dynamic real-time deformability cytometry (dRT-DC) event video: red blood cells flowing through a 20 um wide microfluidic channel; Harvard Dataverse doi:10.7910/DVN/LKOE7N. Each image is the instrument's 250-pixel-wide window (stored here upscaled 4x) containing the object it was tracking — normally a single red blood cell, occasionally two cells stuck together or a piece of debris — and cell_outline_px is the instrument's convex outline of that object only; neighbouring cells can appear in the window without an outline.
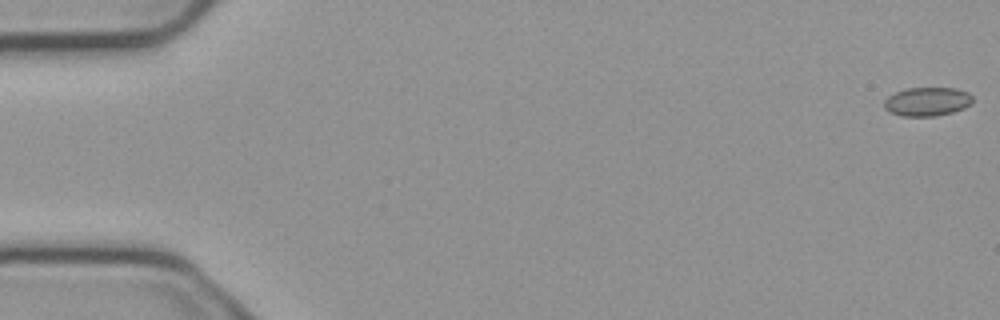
{"species": "common noctule bat (a hibernating species)", "species_latin": "Nyctalus noctula", "temperature_condition": "cold", "stored_images_in_passage": 8, "camera_frame_rate_fps": 3000, "um_per_image_px": 0.085, "animal": {"sex": "male", "body_mass_g": 23.1, "forearm_length_mm": 52.7}, "frame": {"image": 1, "passage_image": 1, "time_ms": 0.0, "image_size_px": [1000, 320], "cell_outline_px": [[972, 104], [964, 108], [952, 112], [936, 116], [900, 116], [884, 108], [884, 100], [888, 96], [896, 92], [908, 88], [956, 88], [968, 92], [972, 96]], "centroid_in_image_um": [78.83, 8.63], "position_along_channel_um": 6.2, "area_um2": 14.85}}
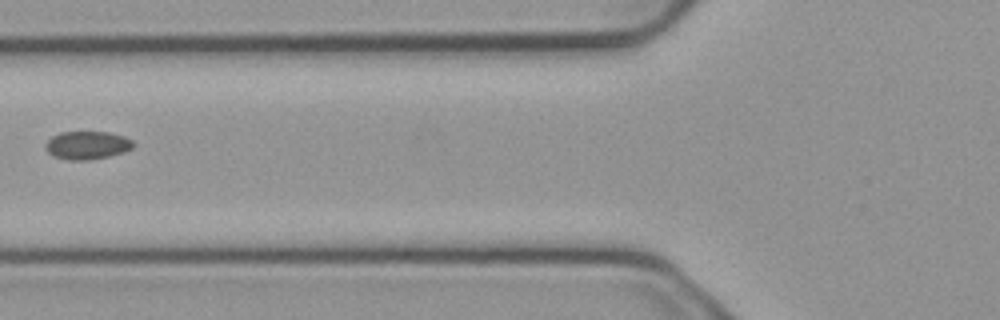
{"frame": {"image": 2, "passage_image": 7, "time_ms": 2.0, "image_size_px": [1000, 320], "cell_outline_px": [[136, 144], [132, 148], [124, 152], [108, 156], [88, 160], [68, 160], [56, 156], [48, 152], [44, 144], [52, 136], [60, 132], [108, 132], [124, 136], [132, 140]], "centroid_in_image_um": [7.43, 12.34], "position_along_channel_um": 118.4, "area_um2": 14.33}}
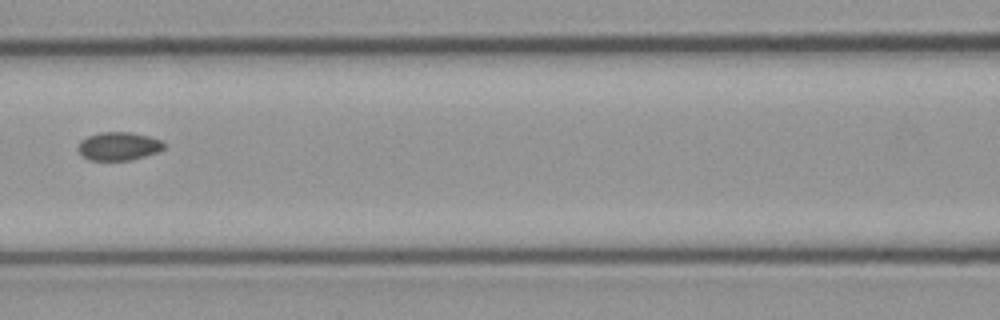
{"frame": {"image": 3, "passage_image": 8, "time_ms": 2.333, "image_size_px": [1000, 320], "cell_outline_px": [[164, 148], [156, 152], [144, 156], [128, 160], [88, 160], [76, 148], [80, 140], [88, 136], [100, 132], [128, 132], [148, 136], [160, 140], [164, 144]], "centroid_in_image_um": [10.04, 12.42], "position_along_channel_um": 156.6, "area_um2": 13.99}}